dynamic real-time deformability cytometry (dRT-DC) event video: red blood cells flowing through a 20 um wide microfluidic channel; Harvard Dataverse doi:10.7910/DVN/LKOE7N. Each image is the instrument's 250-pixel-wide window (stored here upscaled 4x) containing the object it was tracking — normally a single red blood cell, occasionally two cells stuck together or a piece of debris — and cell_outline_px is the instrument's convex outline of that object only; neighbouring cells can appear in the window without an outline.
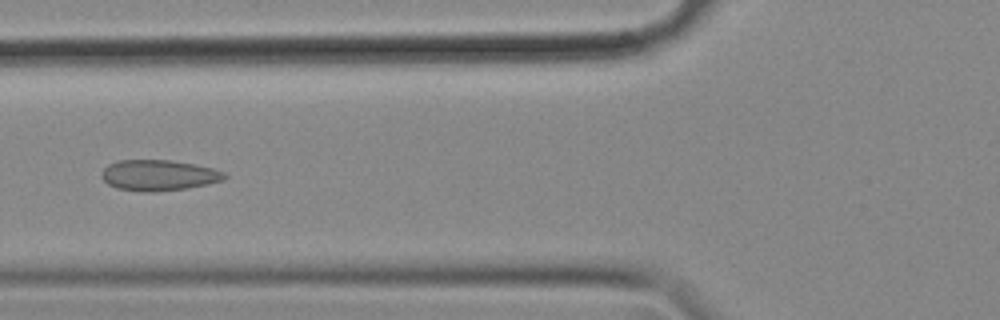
{"species": "common noctule bat (a hibernating species)", "species_latin": "Nyctalus noctula", "temperature_condition": "cold", "stored_images_in_passage": 52, "camera_frame_rate_fps": 3000, "um_per_image_px": 0.085, "animal": {"sex": "female", "body_mass_g": 18.4}, "frame": {"image": 1, "passage_image": 21, "time_ms": 6.667, "image_size_px": [1000, 320], "cell_outline_px": [[228, 176], [224, 180], [208, 184], [188, 188], [152, 192], [144, 192], [116, 188], [108, 184], [100, 176], [100, 172], [108, 164], [116, 160], [172, 160], [196, 164], [212, 168], [224, 172]], "centroid_in_image_um": [13.48, 14.89], "position_along_channel_um": 112.3, "area_um2": 22.31}}
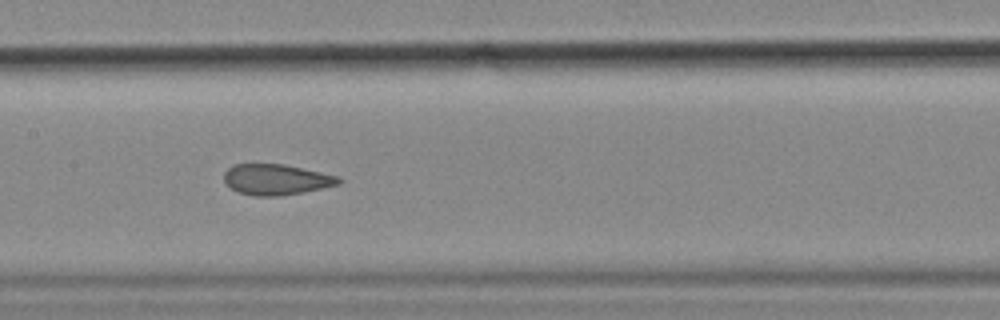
{"frame": {"image": 2, "passage_image": 27, "time_ms": 8.667, "image_size_px": [1000, 320], "cell_outline_px": [[344, 180], [340, 184], [304, 192], [280, 196], [252, 196], [240, 192], [232, 188], [224, 180], [224, 172], [232, 164], [284, 164], [340, 176]], "centroid_in_image_um": [23.52, 15.25], "position_along_channel_um": 183.9, "area_um2": 20.63}}
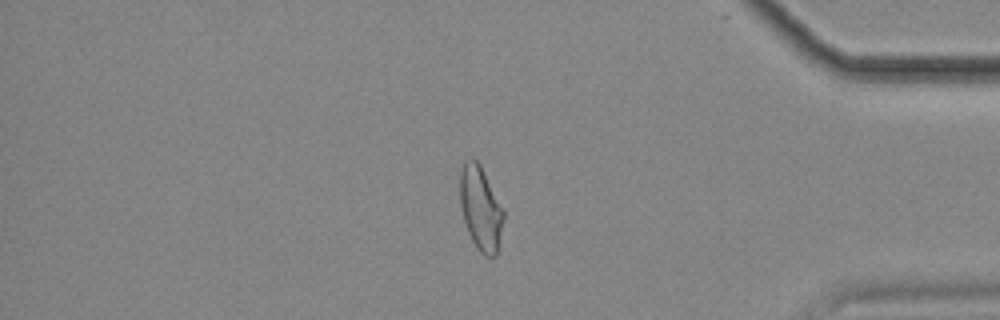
{"frame": {"image": 3, "passage_image": 47, "time_ms": 15.333, "image_size_px": [1000, 320], "cell_outline_px": [[504, 220], [496, 256], [484, 256], [476, 248], [468, 232], [464, 220], [460, 204], [460, 172], [464, 160], [472, 156], [480, 164], [504, 208]], "centroid_in_image_um": [40.86, 17.68], "position_along_channel_um": 394.3, "area_um2": 21.62}, "authors_computed_cell_mechanics": {"area_um2": 21.7039, "velocity_mm_per_s": 3.5808, "shape_relaxation_time_tau1_ms": null, "shape_relaxation_time_tau2_ms": 1.3407, "deformation_change_tau1": null, "deformation_change_tau2": 0.0733}}